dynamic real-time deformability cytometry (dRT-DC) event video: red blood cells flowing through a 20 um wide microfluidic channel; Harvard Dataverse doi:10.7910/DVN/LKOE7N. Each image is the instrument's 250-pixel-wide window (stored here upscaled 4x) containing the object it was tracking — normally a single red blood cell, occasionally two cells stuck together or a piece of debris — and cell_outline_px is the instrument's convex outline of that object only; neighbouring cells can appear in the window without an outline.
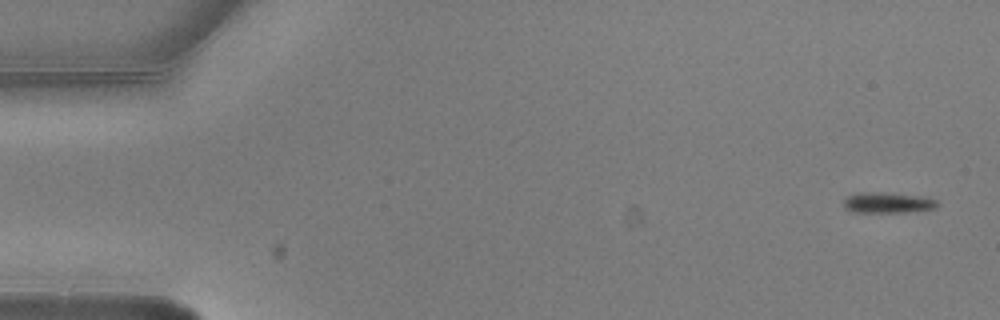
{"species": "common noctule bat (a hibernating species)", "species_latin": "Nyctalus noctula", "temperature_condition": "warm", "stored_images_in_passage": 5, "segment_of_instrument_passage": [1, 2], "camera_frame_rate_fps": 3000, "um_per_image_px": 0.085, "animal": {"sex": "male", "body_mass_g": 20.5, "forearm_length_mm": 52.5}, "frame": {"image": 1, "passage_image": 1, "time_ms": 0.0, "image_size_px": [1000, 320], "cell_outline_px": [[940, 204], [936, 208], [904, 212], [848, 212], [844, 208], [844, 200], [848, 196], [860, 192], [892, 192], [924, 196], [936, 200]], "centroid_in_image_um": [75.46, 17.21], "position_along_channel_um": 9.5, "area_um2": 11.56}}